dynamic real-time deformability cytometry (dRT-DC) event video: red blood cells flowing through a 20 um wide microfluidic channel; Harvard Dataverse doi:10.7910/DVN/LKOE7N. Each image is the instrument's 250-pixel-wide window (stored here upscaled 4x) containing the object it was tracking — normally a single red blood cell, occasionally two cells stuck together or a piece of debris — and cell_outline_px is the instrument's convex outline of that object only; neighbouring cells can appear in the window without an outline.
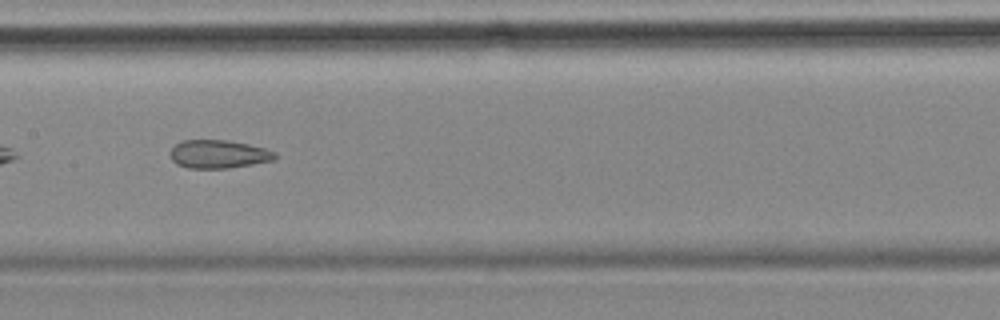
{"species": "common noctule bat (a hibernating species)", "species_latin": "Nyctalus noctula", "temperature_condition": "cold", "stored_images_in_passage": 39, "camera_frame_rate_fps": 3000, "um_per_image_px": 0.085, "animal": {"sex": "female", "body_mass_g": 18.4}, "frame": {"image": 1, "passage_image": 12, "time_ms": 3.667, "image_size_px": [1000, 320], "cell_outline_px": [[276, 156], [272, 160], [252, 164], [228, 168], [188, 168], [176, 164], [172, 160], [172, 148], [180, 140], [228, 140], [248, 144], [264, 148], [276, 152]], "centroid_in_image_um": [18.56, 13.1], "position_along_channel_um": 188.8, "area_um2": 17.11}, "authors_computed_cell_mechanics": {"area_um2": 18.496, "velocity_mm_per_s": 3.5289, "shape_relaxation_time_tau1_ms": null, "shape_relaxation_time_tau2_ms": 3.4642, "deformation_change_tau1": null, "deformation_change_tau2": 0.1299}}